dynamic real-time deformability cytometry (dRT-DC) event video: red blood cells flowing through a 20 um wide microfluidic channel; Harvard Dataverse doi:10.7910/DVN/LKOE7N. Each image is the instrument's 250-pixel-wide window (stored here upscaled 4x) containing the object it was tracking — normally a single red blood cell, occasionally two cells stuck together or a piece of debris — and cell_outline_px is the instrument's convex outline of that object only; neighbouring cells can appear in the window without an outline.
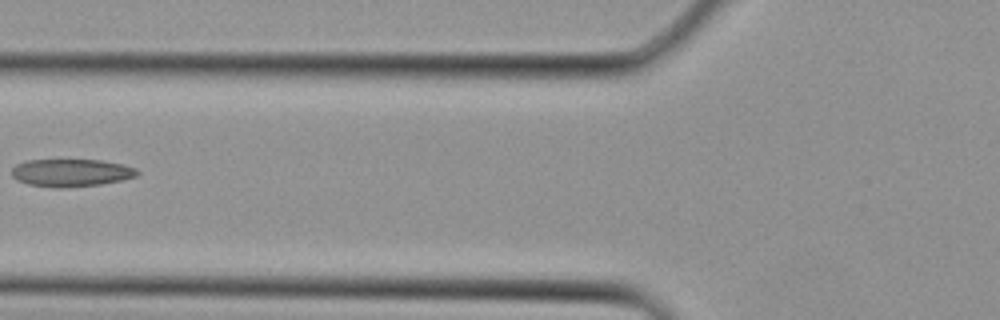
{"species": "Egyptian fruit bat (a non-hibernating species)", "species_latin": "Rousettus aegyptiacus", "temperature_condition": "cold", "stored_images_in_passage": 4, "camera_frame_rate_fps": 3000, "um_per_image_px": 0.085, "animal": {"sex": "female"}, "frame": {"image": 1, "passage_image": 4, "time_ms": 1.0, "image_size_px": [1000, 320], "cell_outline_px": [[140, 172], [136, 176], [120, 180], [100, 184], [60, 188], [56, 188], [28, 184], [16, 180], [12, 176], [12, 168], [16, 164], [24, 160], [100, 160], [124, 164], [136, 168]], "centroid_in_image_um": [6.03, 14.68], "position_along_channel_um": 119.8, "area_um2": 20.23}}